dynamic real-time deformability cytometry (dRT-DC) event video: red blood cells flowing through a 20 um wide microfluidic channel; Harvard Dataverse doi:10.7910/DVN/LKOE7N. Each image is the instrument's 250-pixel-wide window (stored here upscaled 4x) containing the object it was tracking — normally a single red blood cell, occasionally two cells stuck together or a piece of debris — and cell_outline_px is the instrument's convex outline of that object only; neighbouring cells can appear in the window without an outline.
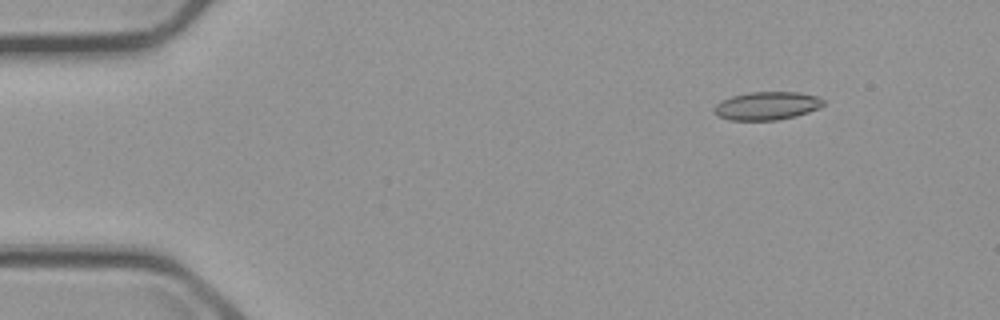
{"species": "common noctule bat (a hibernating species)", "species_latin": "Nyctalus noctula", "temperature_condition": "cold", "stored_images_in_passage": 6, "camera_frame_rate_fps": 3000, "um_per_image_px": 0.085, "animal": {"sex": "male", "body_mass_g": 23.1, "forearm_length_mm": 52.7}, "frame": {"image": 1, "passage_image": 2, "time_ms": 1.0, "image_size_px": [1000, 320], "cell_outline_px": [[824, 104], [808, 112], [796, 116], [776, 120], [728, 120], [716, 116], [712, 112], [712, 108], [720, 100], [732, 96], [748, 92], [796, 92], [816, 96], [824, 100]], "centroid_in_image_um": [65.1, 9.0], "position_along_channel_um": 19.9, "area_um2": 18.03}}
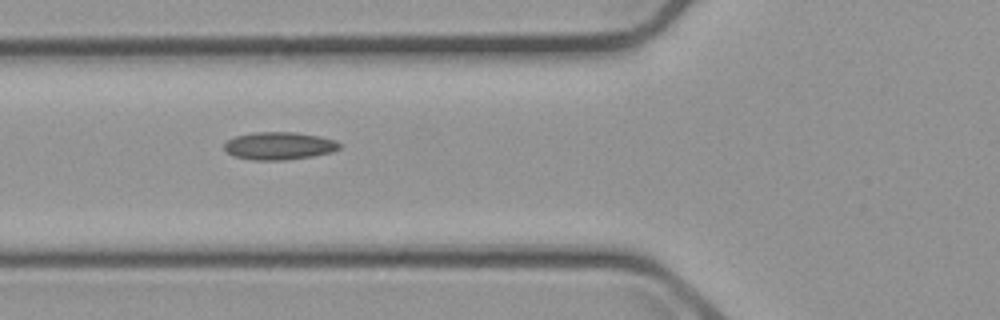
{"frame": {"image": 2, "passage_image": 6, "time_ms": 5.667, "image_size_px": [1000, 320], "cell_outline_px": [[340, 148], [332, 152], [312, 156], [284, 160], [252, 160], [232, 156], [224, 148], [224, 144], [228, 140], [236, 136], [256, 132], [296, 132], [320, 136], [336, 140], [340, 144]], "centroid_in_image_um": [23.73, 12.39], "position_along_channel_um": 102.1, "area_um2": 18.61}}